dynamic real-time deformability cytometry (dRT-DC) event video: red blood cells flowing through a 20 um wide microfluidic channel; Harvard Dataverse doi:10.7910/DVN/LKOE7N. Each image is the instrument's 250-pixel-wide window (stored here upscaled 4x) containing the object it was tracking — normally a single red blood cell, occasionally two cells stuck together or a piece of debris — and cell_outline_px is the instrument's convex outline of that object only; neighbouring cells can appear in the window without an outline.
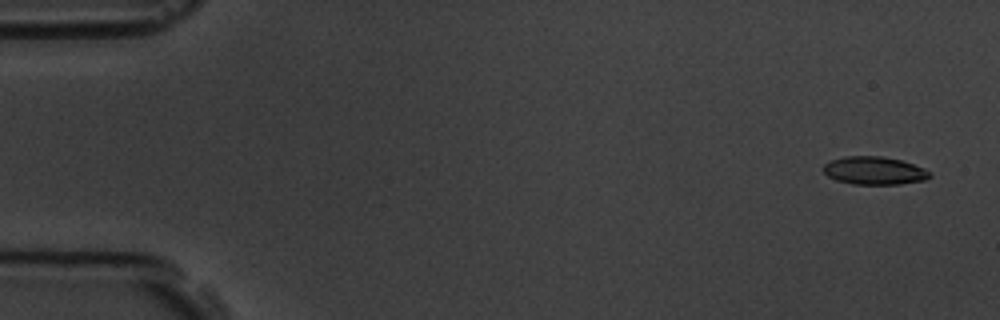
{"species": "common noctule bat (a hibernating species)", "species_latin": "Nyctalus noctula", "temperature_condition": "room temperature", "stored_images_in_passage": 5, "camera_frame_rate_fps": 3000, "um_per_image_px": 0.085, "animal": {"sex": "male", "body_mass_g": 19.5, "forearm_length_mm": 54.6}, "frame": {"image": 1, "passage_image": 1, "time_ms": 0.0, "image_size_px": [1000, 320], "cell_outline_px": [[932, 176], [924, 180], [900, 184], [852, 184], [836, 180], [828, 176], [820, 168], [828, 160], [844, 156], [880, 156], [900, 160], [924, 168], [932, 172]], "centroid_in_image_um": [74.28, 14.5], "position_along_channel_um": 10.7, "area_um2": 17.51}}
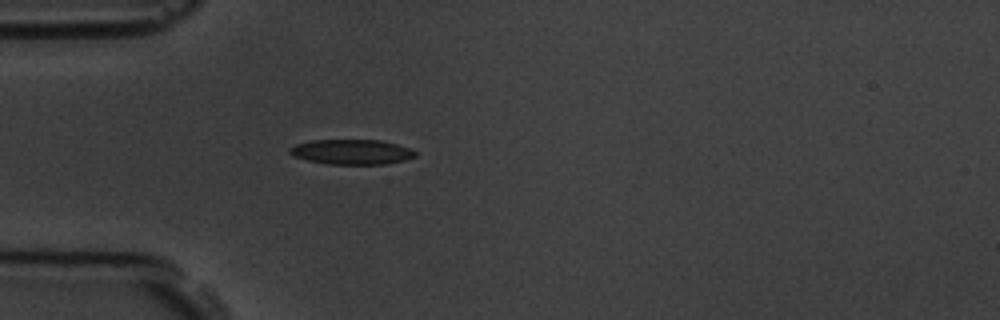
{"frame": {"image": 2, "passage_image": 5, "time_ms": 4.667, "image_size_px": [1000, 320], "cell_outline_px": [[416, 156], [404, 160], [384, 164], [328, 164], [308, 160], [296, 156], [288, 152], [288, 148], [296, 144], [312, 140], [380, 140], [396, 144], [408, 148], [416, 152]], "centroid_in_image_um": [29.88, 12.91], "position_along_channel_um": 55.1, "area_um2": 18.09}}